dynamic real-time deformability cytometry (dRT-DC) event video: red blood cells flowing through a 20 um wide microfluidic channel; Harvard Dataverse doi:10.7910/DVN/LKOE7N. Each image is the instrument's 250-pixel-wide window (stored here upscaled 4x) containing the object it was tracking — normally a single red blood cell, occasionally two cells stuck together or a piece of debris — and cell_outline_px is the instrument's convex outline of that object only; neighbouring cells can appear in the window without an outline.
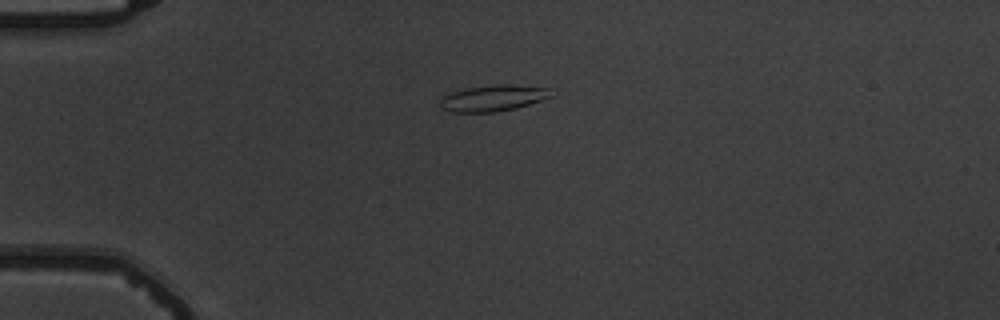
{"species": "common noctule bat (a hibernating species)", "species_latin": "Nyctalus noctula", "temperature_condition": "warm", "stored_images_in_passage": 3, "camera_frame_rate_fps": 3000, "um_per_image_px": 0.085, "animal": {"sex": "male", "body_mass_g": 19.5, "forearm_length_mm": 54.6}, "frame": {"image": 1, "passage_image": 1, "time_ms": 0.0, "image_size_px": [1000, 320], "cell_outline_px": [[552, 96], [516, 108], [496, 112], [452, 112], [440, 108], [440, 96], [464, 88], [492, 84], [508, 84], [548, 88]], "centroid_in_image_um": [41.84, 8.33], "position_along_channel_um": 43.2, "area_um2": 16.99}}